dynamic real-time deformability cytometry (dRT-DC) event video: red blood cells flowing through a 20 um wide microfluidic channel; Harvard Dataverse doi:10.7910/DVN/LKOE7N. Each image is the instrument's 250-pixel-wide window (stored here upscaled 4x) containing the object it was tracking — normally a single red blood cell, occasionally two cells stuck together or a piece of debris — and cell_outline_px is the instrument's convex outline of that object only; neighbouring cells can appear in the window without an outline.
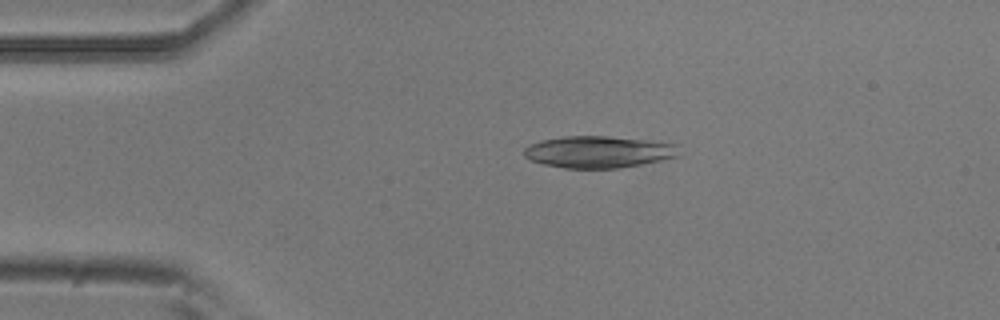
{"species": "common noctule bat (a hibernating species)", "species_latin": "Nyctalus noctula", "temperature_condition": "room temperature", "stored_images_in_passage": 52, "camera_frame_rate_fps": 3000, "um_per_image_px": 0.085, "animal": {"sex": "male", "body_mass_g": 20.5, "forearm_length_mm": 52.5}, "frame": {"image": 1, "passage_image": 10, "time_ms": 3.0, "image_size_px": [1000, 320], "cell_outline_px": [[680, 156], [640, 164], [616, 168], [564, 168], [544, 164], [532, 160], [524, 156], [524, 148], [540, 140], [564, 136], [608, 136], [652, 140], [680, 144]], "centroid_in_image_um": [50.94, 12.9], "position_along_channel_um": 34.1, "area_um2": 28.9}}
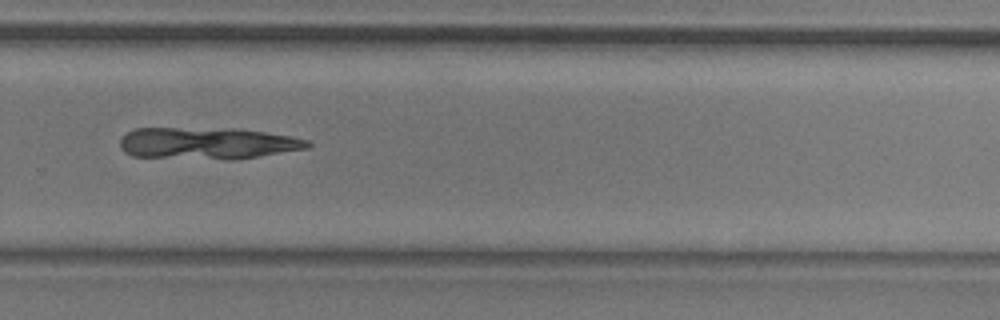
{"frame": {"image": 2, "passage_image": 35, "time_ms": 11.333, "image_size_px": [1000, 320], "cell_outline_px": [[312, 144], [308, 148], [256, 156], [132, 156], [124, 152], [120, 148], [120, 140], [128, 132], [136, 128], [236, 128], [292, 136], [308, 140]], "centroid_in_image_um": [17.62, 12.11], "position_along_channel_um": 312.2, "area_um2": 33.0}}
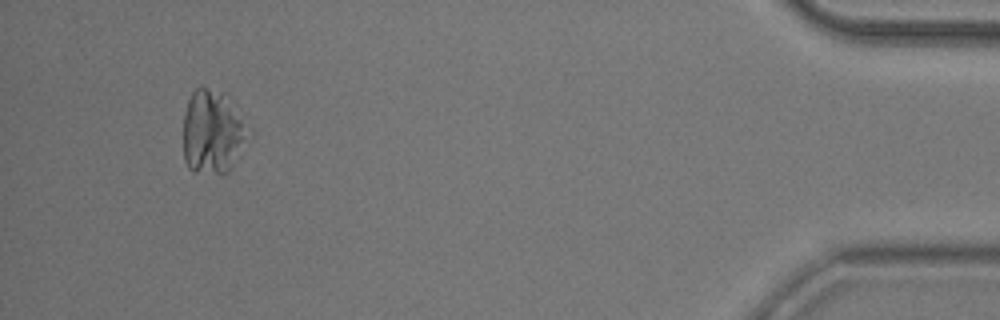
{"frame": {"image": 3, "passage_image": 49, "time_ms": 16.0, "image_size_px": [1000, 320], "cell_outline_px": [[252, 136], [232, 168], [224, 176], [192, 172], [188, 168], [184, 160], [184, 112], [188, 100], [192, 92], [200, 84], [224, 92], [232, 96]], "centroid_in_image_um": [18.12, 11.22], "position_along_channel_um": 417.1, "area_um2": 33.41}}